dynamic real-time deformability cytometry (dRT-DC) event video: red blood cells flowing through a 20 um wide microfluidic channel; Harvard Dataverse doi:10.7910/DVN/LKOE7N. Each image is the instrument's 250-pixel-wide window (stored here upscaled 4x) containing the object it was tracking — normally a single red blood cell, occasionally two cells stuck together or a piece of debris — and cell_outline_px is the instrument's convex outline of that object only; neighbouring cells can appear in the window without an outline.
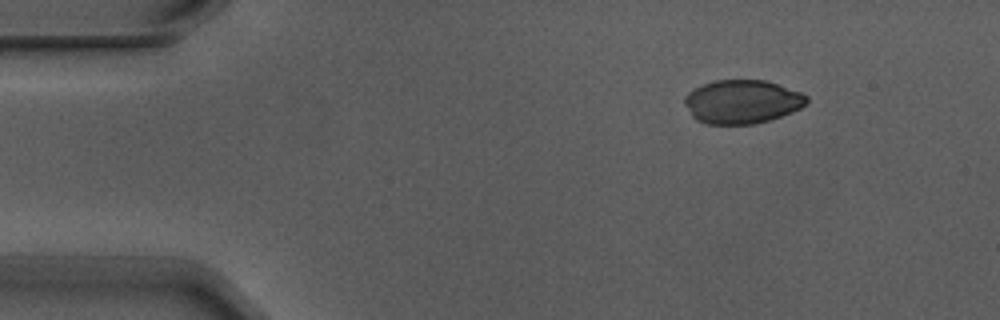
{"species": "Egyptian fruit bat (a non-hibernating species)", "species_latin": "Rousettus aegyptiacus", "temperature_condition": "warm", "stored_images_in_passage": 4, "camera_frame_rate_fps": 3000, "um_per_image_px": 0.085, "animal": {"sex": "male"}, "frame": {"image": 1, "passage_image": 2, "time_ms": 0.333, "image_size_px": [1000, 320], "cell_outline_px": [[808, 100], [800, 108], [792, 112], [756, 124], [708, 124], [696, 120], [692, 116], [684, 104], [684, 96], [688, 92], [704, 84], [716, 80], [764, 80], [800, 92], [808, 96]], "centroid_in_image_um": [63.05, 8.65], "position_along_channel_um": 22.0, "area_um2": 30.87}}